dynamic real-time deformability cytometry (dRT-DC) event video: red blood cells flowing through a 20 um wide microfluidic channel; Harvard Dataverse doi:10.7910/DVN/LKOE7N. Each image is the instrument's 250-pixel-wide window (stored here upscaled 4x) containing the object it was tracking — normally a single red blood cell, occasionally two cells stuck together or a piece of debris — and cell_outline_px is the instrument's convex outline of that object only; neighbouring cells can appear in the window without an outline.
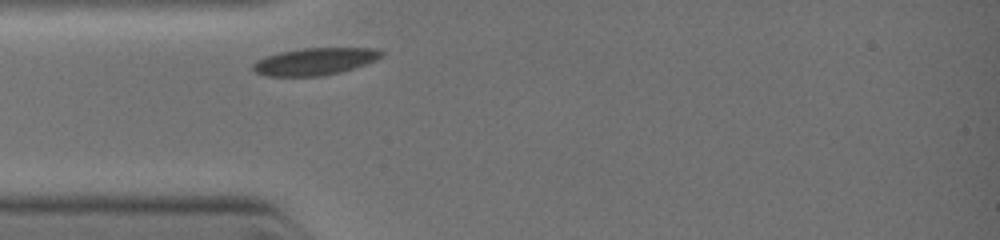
{"species": "common noctule bat (a hibernating species)", "species_latin": "Nyctalus noctula", "temperature_condition": "warm", "stored_images_in_passage": 1, "camera_frame_rate_fps": 3000, "um_per_image_px": 0.085, "animal": {"sex": "female", "body_mass_g": 19.0, "forearm_length_mm": 51.5}, "frame": {"image": 1, "passage_image": 1, "time_ms": 0.0, "image_size_px": [1000, 240], "cell_outline_px": [[384, 56], [376, 60], [340, 72], [320, 76], [264, 76], [256, 72], [252, 68], [252, 64], [256, 60], [280, 52], [304, 48], [380, 48], [384, 52]], "centroid_in_image_um": [26.78, 5.22], "position_along_channel_um": 58.2, "area_um2": 20.29}}